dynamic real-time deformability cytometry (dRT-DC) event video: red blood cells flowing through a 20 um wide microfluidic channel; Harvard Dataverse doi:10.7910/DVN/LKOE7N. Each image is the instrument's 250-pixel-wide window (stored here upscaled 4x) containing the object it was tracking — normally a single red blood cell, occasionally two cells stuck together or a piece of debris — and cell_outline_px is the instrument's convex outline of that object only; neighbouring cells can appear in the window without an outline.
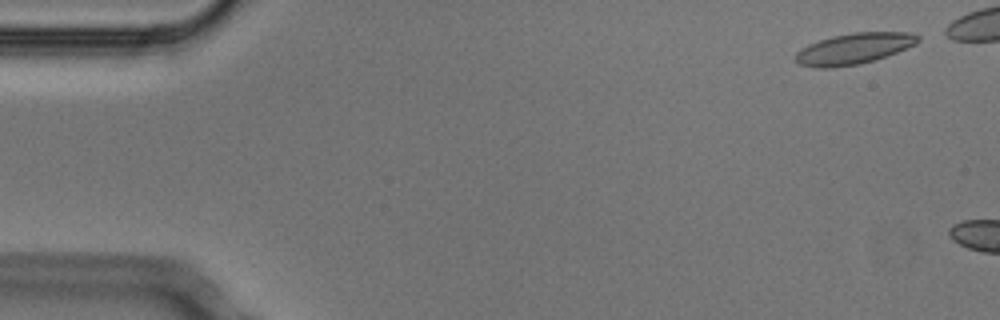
{"species": "Egyptian fruit bat (a non-hibernating species)", "species_latin": "Rousettus aegyptiacus", "temperature_condition": "cold", "stored_images_in_passage": 7, "camera_frame_rate_fps": 3000, "um_per_image_px": 0.085, "animal": {"sex": "male"}, "frame": {"image": 1, "passage_image": 1, "time_ms": 0.0, "image_size_px": [1000, 320], "cell_outline_px": [[920, 40], [916, 44], [896, 52], [860, 64], [832, 68], [816, 68], [800, 64], [796, 60], [796, 52], [800, 48], [808, 44], [832, 36], [852, 32], [912, 32], [920, 36]], "centroid_in_image_um": [72.57, 4.12], "position_along_channel_um": 12.4, "area_um2": 22.08}}